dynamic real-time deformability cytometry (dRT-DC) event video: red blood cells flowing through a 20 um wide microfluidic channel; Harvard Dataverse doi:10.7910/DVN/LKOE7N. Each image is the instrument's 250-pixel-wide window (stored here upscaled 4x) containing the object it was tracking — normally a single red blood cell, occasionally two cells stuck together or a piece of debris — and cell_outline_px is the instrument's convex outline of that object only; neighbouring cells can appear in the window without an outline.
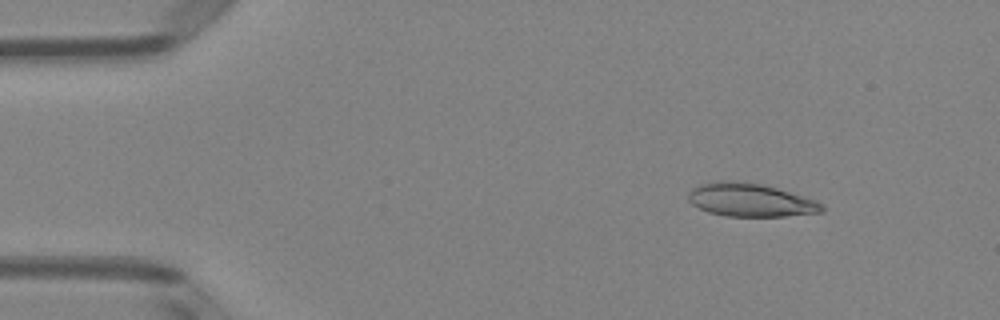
{"species": "Egyptian fruit bat (a non-hibernating species)", "species_latin": "Rousettus aegyptiacus", "temperature_condition": "room temperature", "stored_images_in_passage": 50, "camera_frame_rate_fps": 3000, "um_per_image_px": 0.085, "animal": {"sex": "female"}, "frame": {"image": 1, "passage_image": 6, "time_ms": 1.667, "image_size_px": [1000, 320], "cell_outline_px": [[824, 212], [784, 216], [724, 216], [708, 212], [692, 204], [688, 200], [688, 192], [692, 188], [700, 184], [720, 180], [732, 180], [760, 184], [776, 188], [816, 200], [824, 204]], "centroid_in_image_um": [63.77, 17.0], "position_along_channel_um": 21.2, "area_um2": 25.89}}
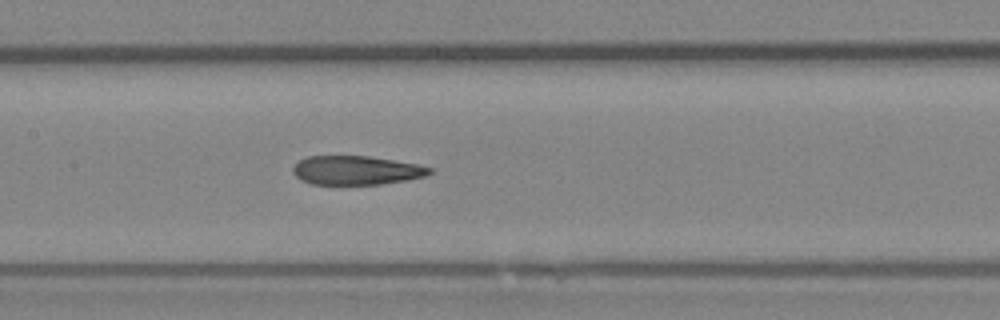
{"frame": {"image": 2, "passage_image": 24, "time_ms": 7.667, "image_size_px": [1000, 320], "cell_outline_px": [[432, 172], [424, 176], [408, 180], [380, 184], [312, 184], [300, 180], [292, 172], [292, 168], [300, 160], [308, 156], [368, 156], [416, 164], [432, 168]], "centroid_in_image_um": [30.26, 14.48], "position_along_channel_um": 177.1, "area_um2": 22.89}}
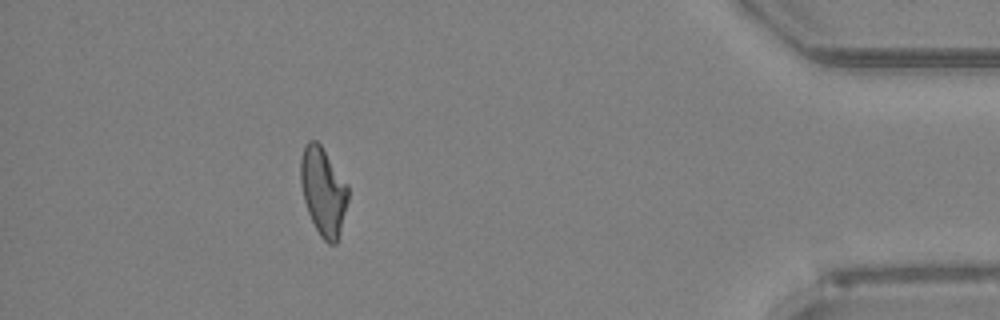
{"frame": {"image": 3, "passage_image": 45, "time_ms": 14.667, "image_size_px": [1000, 320], "cell_outline_px": [[348, 200], [340, 232], [336, 244], [328, 244], [320, 236], [308, 212], [304, 200], [300, 184], [300, 160], [304, 144], [308, 140], [316, 140], [320, 144], [348, 184]], "centroid_in_image_um": [27.46, 16.24], "position_along_channel_um": 407.7, "area_um2": 24.39}, "authors_computed_cell_mechanics": {"area_um2": 24.6228, "velocity_mm_per_s": 4.0162, "shape_relaxation_time_tau1_ms": null, "shape_relaxation_time_tau2_ms": 3.5298, "deformation_change_tau1": null, "deformation_change_tau2": 0.1174}}